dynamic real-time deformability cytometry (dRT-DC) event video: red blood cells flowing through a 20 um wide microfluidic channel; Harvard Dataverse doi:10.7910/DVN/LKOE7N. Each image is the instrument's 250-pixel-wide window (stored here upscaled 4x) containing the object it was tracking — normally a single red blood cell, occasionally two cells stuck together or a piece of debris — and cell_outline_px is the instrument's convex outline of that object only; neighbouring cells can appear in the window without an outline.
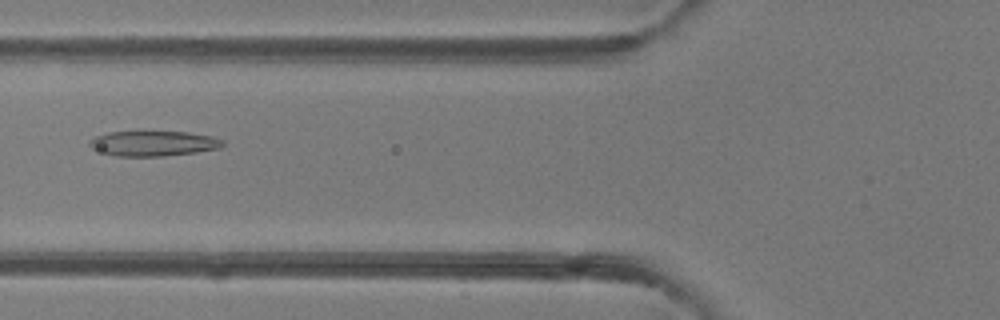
{"species": "common noctule bat (a hibernating species)", "species_latin": "Nyctalus noctula", "temperature_condition": "room temperature", "stored_images_in_passage": 38, "camera_frame_rate_fps": 3000, "um_per_image_px": 0.085, "animal": {"sex": "female"}, "frame": {"image": 1, "passage_image": 8, "time_ms": 2.333, "image_size_px": [1000, 320], "cell_outline_px": [[224, 144], [220, 148], [196, 152], [160, 156], [116, 156], [92, 148], [88, 144], [88, 140], [96, 136], [108, 132], [188, 132], [212, 136], [224, 140]], "centroid_in_image_um": [13.05, 12.19], "position_along_channel_um": 112.8, "area_um2": 19.36}}
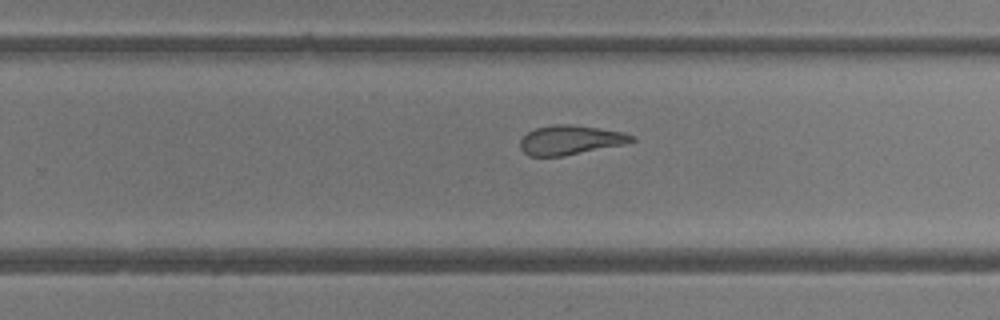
{"frame": {"image": 2, "passage_image": 20, "time_ms": 6.333, "image_size_px": [1000, 320], "cell_outline_px": [[636, 140], [624, 144], [564, 156], [528, 156], [520, 148], [520, 140], [528, 132], [536, 128], [556, 124], [568, 124], [624, 132], [632, 136]], "centroid_in_image_um": [48.45, 11.91], "position_along_channel_um": 281.3, "area_um2": 18.84}}
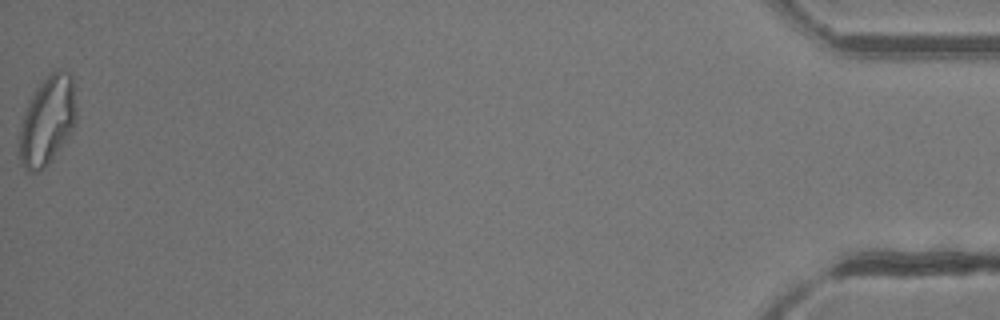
{"frame": {"image": 3, "passage_image": 38, "time_ms": 12.333, "image_size_px": [1000, 320], "cell_outline_px": [[76, 120], [72, 128], [48, 164], [40, 172], [28, 172], [24, 168], [20, 160], [20, 132], [24, 112], [36, 88], [56, 68], [60, 68], [68, 72], [72, 76], [76, 108]], "centroid_in_image_um": [4.03, 10.24], "position_along_channel_um": 431.2, "area_um2": 28.9}, "authors_computed_cell_mechanics": {"area_um2": 20.6057, "velocity_mm_per_s": 4.2091, "shape_relaxation_time_tau1_ms": null, "shape_relaxation_time_tau2_ms": 1.8424, "deformation_change_tau1": null, "deformation_change_tau2": 0.1021}}